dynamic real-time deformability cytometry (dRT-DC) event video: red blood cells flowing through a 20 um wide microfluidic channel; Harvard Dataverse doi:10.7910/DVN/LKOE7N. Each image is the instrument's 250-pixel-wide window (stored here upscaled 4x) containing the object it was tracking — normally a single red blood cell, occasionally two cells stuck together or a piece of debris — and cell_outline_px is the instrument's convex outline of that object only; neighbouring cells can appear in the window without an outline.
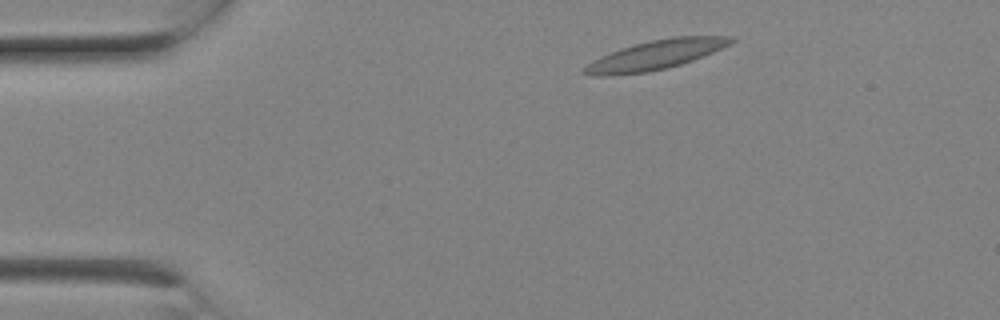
{"species": "Egyptian fruit bat (a non-hibernating species)", "species_latin": "Rousettus aegyptiacus", "temperature_condition": "room temperature", "stored_images_in_passage": 7, "camera_frame_rate_fps": 3000, "um_per_image_px": 0.085, "animal": {"sex": "female"}, "frame": {"image": 1, "passage_image": 2, "time_ms": 0.333, "image_size_px": [1000, 320], "cell_outline_px": [[736, 40], [704, 56], [668, 68], [648, 72], [608, 76], [600, 76], [580, 72], [592, 60], [600, 56], [636, 44], [652, 40], [672, 36], [732, 36]], "centroid_in_image_um": [55.72, 4.67], "position_along_channel_um": 29.3, "area_um2": 24.68}}
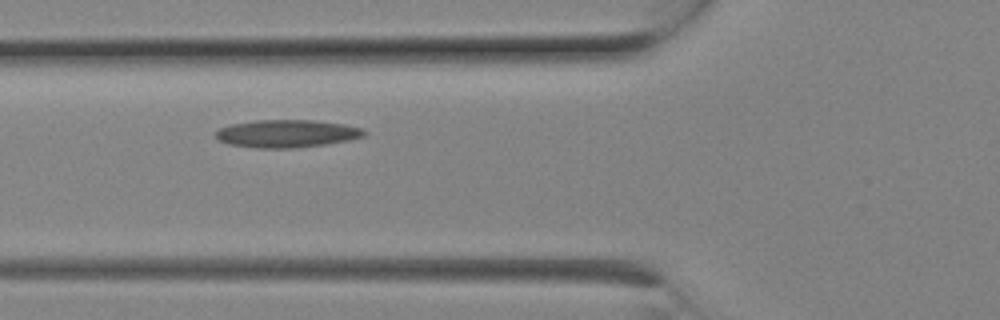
{"frame": {"image": 2, "passage_image": 6, "time_ms": 1.667, "image_size_px": [1000, 320], "cell_outline_px": [[368, 132], [364, 136], [348, 140], [324, 144], [296, 148], [256, 148], [228, 144], [220, 140], [216, 136], [216, 132], [220, 128], [232, 124], [256, 120], [312, 120], [344, 124], [364, 128]], "centroid_in_image_um": [24.41, 11.35], "position_along_channel_um": 101.4, "area_um2": 23.93}}
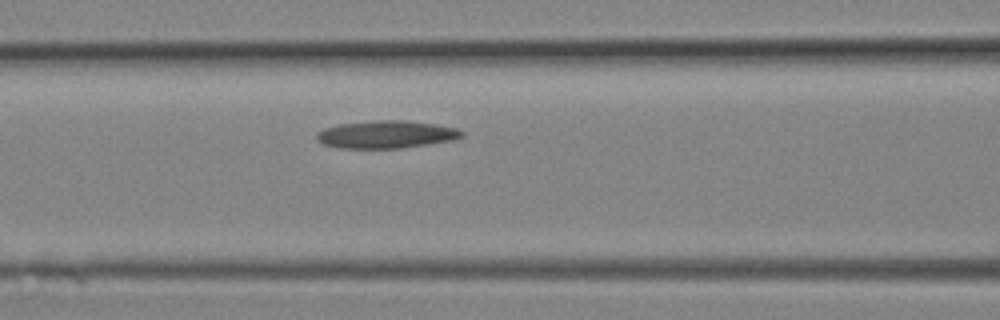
{"frame": {"image": 3, "passage_image": 7, "time_ms": 2.0, "image_size_px": [1000, 320], "cell_outline_px": [[464, 136], [452, 140], [428, 144], [400, 148], [340, 148], [324, 144], [316, 140], [316, 132], [324, 128], [340, 124], [376, 120], [404, 120], [436, 124], [456, 128], [464, 132]], "centroid_in_image_um": [32.82, 11.42], "position_along_channel_um": 133.8, "area_um2": 23.35}}